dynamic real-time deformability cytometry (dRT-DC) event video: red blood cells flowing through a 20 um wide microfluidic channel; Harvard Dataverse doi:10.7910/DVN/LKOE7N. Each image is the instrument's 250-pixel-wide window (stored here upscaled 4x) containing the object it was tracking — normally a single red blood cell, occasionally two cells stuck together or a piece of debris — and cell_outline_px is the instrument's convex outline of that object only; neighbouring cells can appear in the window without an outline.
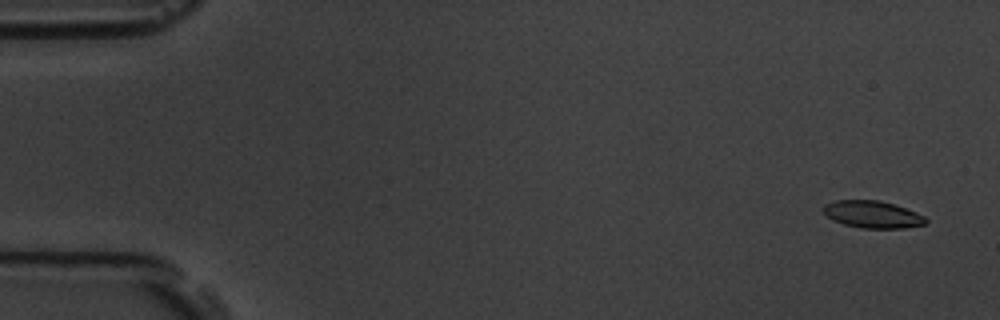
{"species": "common noctule bat (a hibernating species)", "species_latin": "Nyctalus noctula", "temperature_condition": "room temperature", "stored_images_in_passage": 5, "camera_frame_rate_fps": 3000, "um_per_image_px": 0.085, "animal": {"sex": "male", "body_mass_g": 19.5, "forearm_length_mm": 54.6}, "frame": {"image": 1, "passage_image": 1, "time_ms": 0.0, "image_size_px": [1000, 320], "cell_outline_px": [[928, 220], [924, 224], [904, 228], [860, 228], [844, 224], [832, 220], [824, 212], [824, 204], [836, 200], [880, 200], [916, 212], [924, 216]], "centroid_in_image_um": [74.15, 18.22], "position_along_channel_um": 10.8, "area_um2": 16.07}}